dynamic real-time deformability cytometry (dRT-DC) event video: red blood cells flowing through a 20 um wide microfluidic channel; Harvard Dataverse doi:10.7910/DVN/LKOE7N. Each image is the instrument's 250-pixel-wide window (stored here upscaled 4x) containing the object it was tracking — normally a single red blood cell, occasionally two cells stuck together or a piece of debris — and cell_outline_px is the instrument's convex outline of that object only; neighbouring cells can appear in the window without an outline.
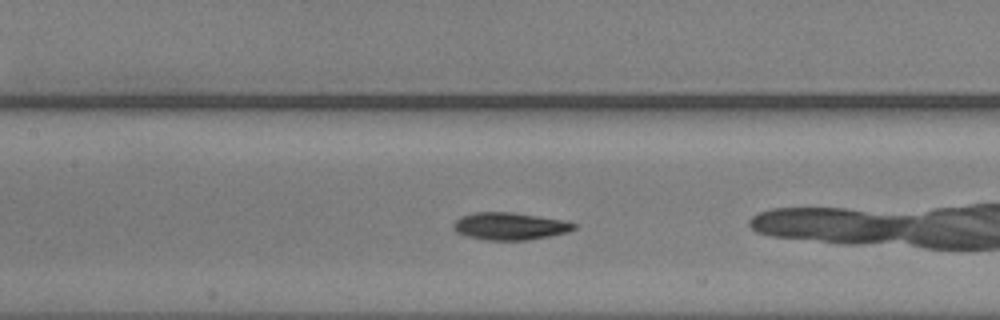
{"species": "common noctule bat (a hibernating species)", "species_latin": "Nyctalus noctula", "temperature_condition": "warm", "stored_images_in_passage": 36, "camera_frame_rate_fps": 3000, "um_per_image_px": 0.085, "animal": {"sex": "male", "body_mass_g": 20.5, "forearm_length_mm": 52.5}, "frame": {"image": 1, "passage_image": 6, "time_ms": 1.667, "image_size_px": [1000, 320], "cell_outline_px": [[576, 228], [568, 232], [552, 236], [528, 240], [484, 240], [468, 236], [456, 232], [452, 228], [452, 224], [460, 216], [472, 212], [512, 212], [564, 220], [576, 224]], "centroid_in_image_um": [43.32, 19.22], "position_along_channel_um": 164.1, "area_um2": 19.42}}
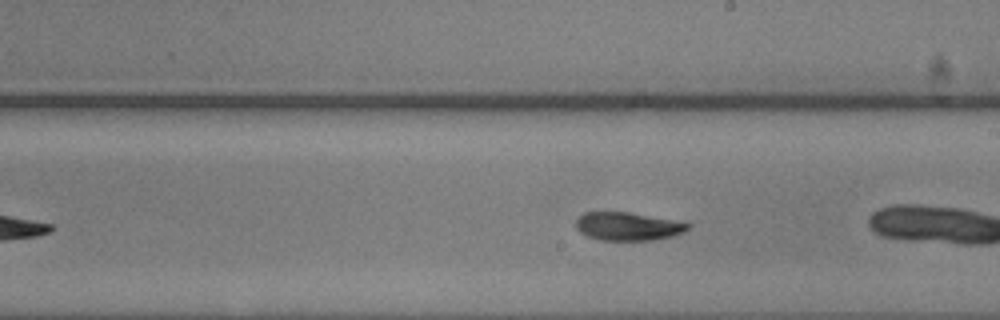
{"frame": {"image": 2, "passage_image": 12, "time_ms": 3.667, "image_size_px": [1000, 320], "cell_outline_px": [[692, 224], [684, 232], [672, 236], [652, 240], [600, 240], [584, 236], [576, 228], [576, 220], [584, 212], [628, 212], [672, 220]], "centroid_in_image_um": [53.33, 19.25], "position_along_channel_um": 235.7, "area_um2": 18.32}}
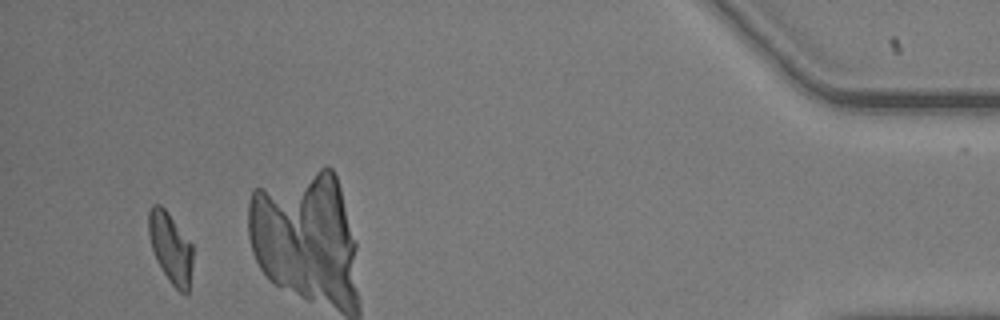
{"frame": {"image": 3, "passage_image": 34, "time_ms": 11.0, "image_size_px": [1000, 320], "cell_outline_px": [[192, 264], [188, 292], [180, 292], [172, 284], [156, 260], [152, 248], [148, 232], [148, 212], [152, 204], [160, 204], [168, 212], [192, 244]], "centroid_in_image_um": [14.48, 21.02], "position_along_channel_um": 420.7, "area_um2": 17.92}, "authors_computed_cell_mechanics": {"area_um2": 18.6405, "velocity_mm_per_s": 3.5824, "shape_relaxation_time_tau1_ms": 6.9732, "shape_relaxation_time_tau2_ms": 3.0212, "deformation_change_tau1": 0.1528, "deformation_change_tau2": 0.0854}}